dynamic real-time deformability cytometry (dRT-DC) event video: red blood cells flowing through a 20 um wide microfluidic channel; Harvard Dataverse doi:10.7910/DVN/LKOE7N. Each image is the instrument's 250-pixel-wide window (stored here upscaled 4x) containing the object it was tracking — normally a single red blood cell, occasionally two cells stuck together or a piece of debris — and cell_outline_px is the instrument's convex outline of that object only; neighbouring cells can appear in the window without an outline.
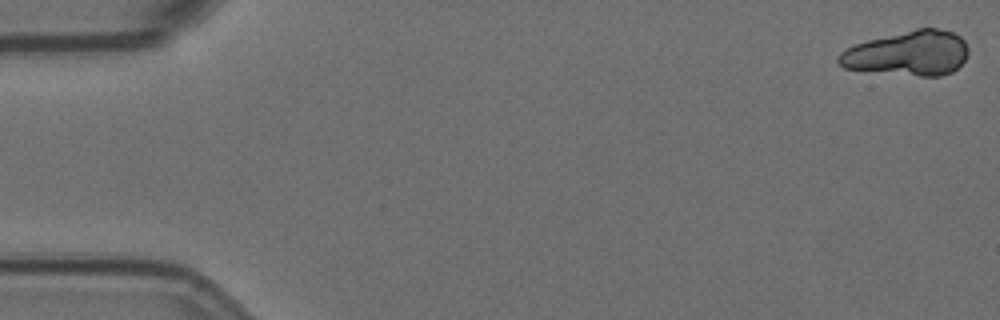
{"species": "Egyptian fruit bat (a non-hibernating species)", "species_latin": "Rousettus aegyptiacus", "temperature_condition": "room temperature", "stored_images_in_passage": 41, "camera_frame_rate_fps": 3000, "um_per_image_px": 0.085, "animal": {"sex": "female"}, "frame": {"image": 1, "passage_image": 1, "time_ms": 0.0, "image_size_px": [1000, 320], "cell_outline_px": [[968, 52], [964, 60], [952, 72], [940, 76], [920, 76], [844, 68], [836, 60], [836, 56], [840, 52], [856, 44], [868, 40], [916, 28], [936, 28], [952, 32], [960, 36], [964, 40], [968, 48]], "centroid_in_image_um": [77.19, 4.52], "position_along_channel_um": 7.8, "area_um2": 33.58}}